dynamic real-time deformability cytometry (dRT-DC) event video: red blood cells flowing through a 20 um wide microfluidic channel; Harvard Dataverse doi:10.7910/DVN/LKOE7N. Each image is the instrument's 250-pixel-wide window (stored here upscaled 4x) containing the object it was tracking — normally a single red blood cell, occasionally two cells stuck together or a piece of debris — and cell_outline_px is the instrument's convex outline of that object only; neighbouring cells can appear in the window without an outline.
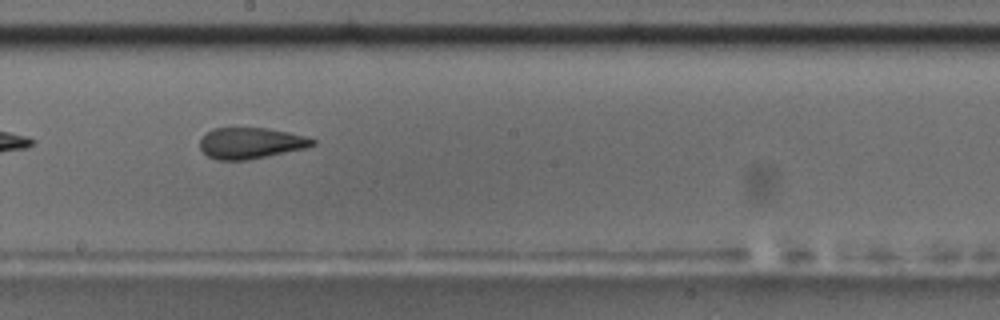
{"species": "common noctule bat (a hibernating species)", "species_latin": "Nyctalus noctula", "temperature_condition": "room temperature", "stored_images_in_passage": 14, "camera_frame_rate_fps": 3000, "um_per_image_px": 0.085, "animal": {"sex": "male", "body_mass_g": 17.5, "forearm_length_mm": 52.3}, "frame": {"image": 1, "passage_image": 8, "time_ms": 2.333, "image_size_px": [1000, 320], "cell_outline_px": [[316, 144], [304, 148], [248, 160], [216, 160], [208, 156], [200, 148], [200, 140], [212, 128], [268, 128], [288, 132], [304, 136], [316, 140]], "centroid_in_image_um": [21.3, 12.16], "position_along_channel_um": 226.9, "area_um2": 20.23}}
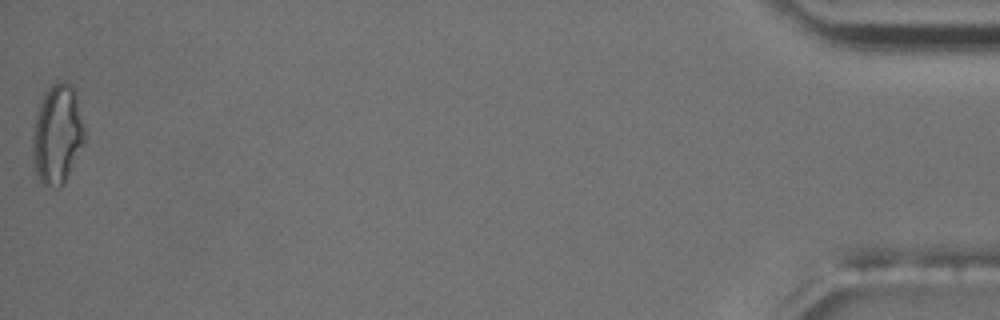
{"frame": {"image": 2, "passage_image": 14, "time_ms": 4.333, "image_size_px": [1000, 320], "cell_outline_px": [[84, 144], [64, 180], [56, 188], [44, 184], [40, 180], [36, 172], [32, 156], [32, 136], [36, 116], [44, 92], [52, 84], [60, 80], [68, 84], [72, 88], [76, 96], [84, 128]], "centroid_in_image_um": [4.85, 11.4], "position_along_channel_um": 430.4, "area_um2": 29.42}}